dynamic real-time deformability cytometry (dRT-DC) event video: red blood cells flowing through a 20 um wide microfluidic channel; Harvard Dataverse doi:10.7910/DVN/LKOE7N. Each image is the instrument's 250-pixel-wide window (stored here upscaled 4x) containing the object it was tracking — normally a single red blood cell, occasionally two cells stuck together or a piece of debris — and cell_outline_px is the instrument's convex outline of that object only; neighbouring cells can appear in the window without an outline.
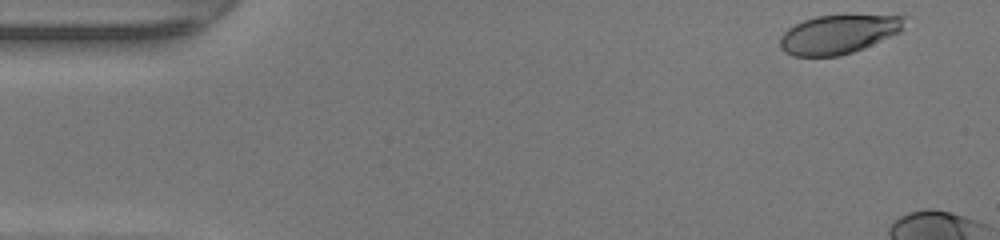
{"species": "human", "species_latin": "Homo sapiens", "temperature_condition": "warm", "stored_images_in_passage": 11, "camera_frame_rate_fps": 3000, "um_per_image_px": 0.085, "donor": {"sex": "female"}, "frame": {"image": 1, "passage_image": 1, "time_ms": 0.0, "image_size_px": [1000, 240], "cell_outline_px": [[908, 16], [900, 32], [864, 48], [840, 56], [792, 56], [784, 52], [780, 48], [780, 36], [788, 28], [804, 20], [816, 16]], "centroid_in_image_um": [71.24, 2.93], "position_along_channel_um": 13.8, "area_um2": 27.98}}